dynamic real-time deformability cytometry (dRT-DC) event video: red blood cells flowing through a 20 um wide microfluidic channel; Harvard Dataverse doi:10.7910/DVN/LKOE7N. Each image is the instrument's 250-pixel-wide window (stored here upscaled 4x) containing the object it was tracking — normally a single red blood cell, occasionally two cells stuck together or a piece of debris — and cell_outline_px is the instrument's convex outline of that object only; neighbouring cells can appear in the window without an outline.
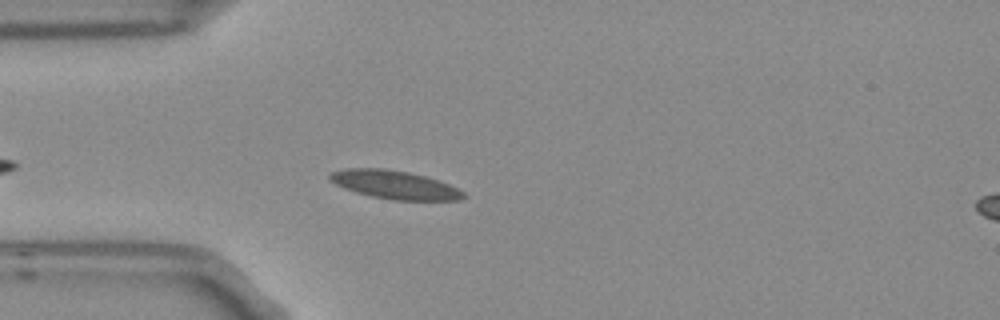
{"species": "Egyptian fruit bat (a non-hibernating species)", "species_latin": "Rousettus aegyptiacus", "temperature_condition": "room temperature", "stored_images_in_passage": 4, "camera_frame_rate_fps": 3000, "um_per_image_px": 0.085, "frame": {"image": 1, "passage_image": 4, "time_ms": 1.0, "image_size_px": [1000, 320], "cell_outline_px": [[468, 196], [460, 200], [392, 200], [372, 196], [356, 192], [344, 188], [328, 180], [328, 176], [332, 172], [348, 168], [384, 168], [408, 172], [424, 176], [448, 184], [464, 192]], "centroid_in_image_um": [33.53, 15.71], "position_along_channel_um": 51.5, "area_um2": 21.96}}